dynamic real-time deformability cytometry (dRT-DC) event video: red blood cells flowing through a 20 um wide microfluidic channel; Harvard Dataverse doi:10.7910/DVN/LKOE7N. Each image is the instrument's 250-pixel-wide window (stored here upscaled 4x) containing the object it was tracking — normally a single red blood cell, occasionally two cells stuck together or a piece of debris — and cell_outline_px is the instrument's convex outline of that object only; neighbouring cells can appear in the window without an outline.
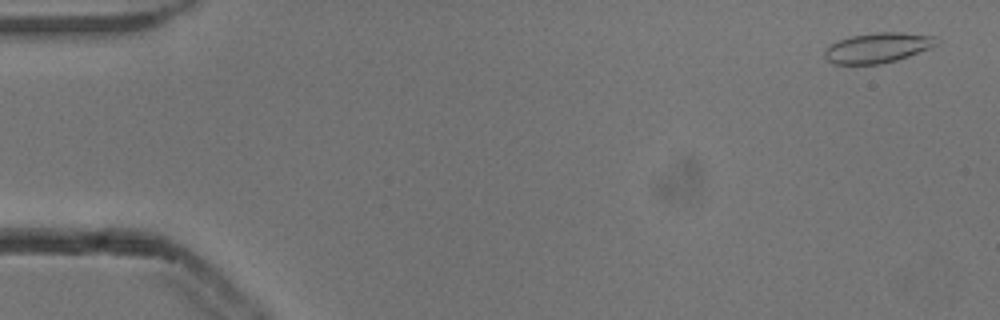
{"species": "common noctule bat (a hibernating species)", "species_latin": "Nyctalus noctula", "temperature_condition": "cold", "stored_images_in_passage": 53, "camera_frame_rate_fps": 3000, "um_per_image_px": 0.085, "animal": {"sex": "male", "body_mass_g": 13.3}, "frame": {"image": 1, "passage_image": 2, "time_ms": 0.333, "image_size_px": [1000, 320], "cell_outline_px": [[940, 44], [908, 56], [896, 60], [880, 64], [836, 64], [828, 60], [824, 56], [824, 52], [828, 44], [852, 36], [876, 32], [900, 32], [936, 36], [940, 40]], "centroid_in_image_um": [74.64, 4.05], "position_along_channel_um": 10.4, "area_um2": 19.65}}
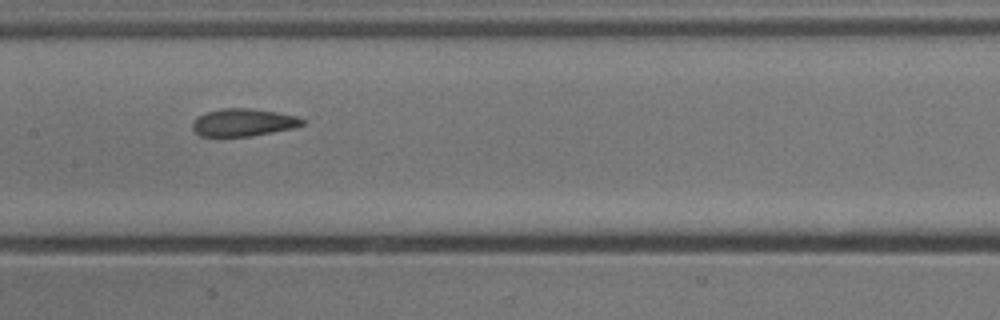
{"frame": {"image": 2, "passage_image": 26, "time_ms": 8.333, "image_size_px": [1000, 320], "cell_outline_px": [[304, 124], [292, 128], [252, 136], [200, 136], [192, 128], [192, 124], [196, 116], [208, 112], [224, 108], [252, 108], [276, 112], [296, 116], [304, 120]], "centroid_in_image_um": [20.66, 10.4], "position_along_channel_um": 186.7, "area_um2": 17.51}}
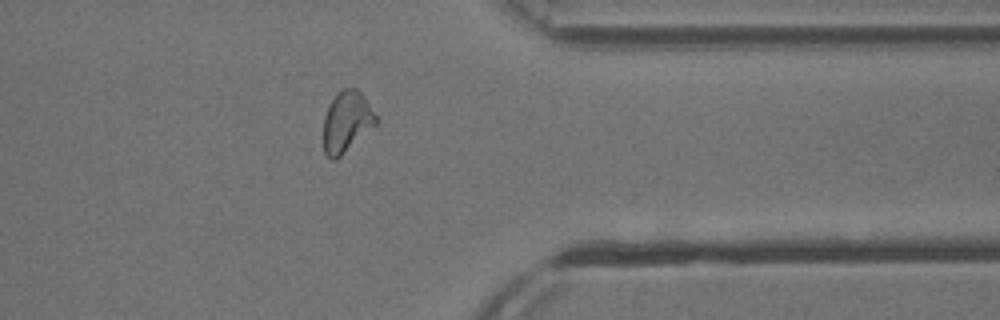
{"frame": {"image": 3, "passage_image": 42, "time_ms": 13.667, "image_size_px": [1000, 320], "cell_outline_px": [[376, 124], [336, 160], [332, 160], [324, 152], [324, 116], [328, 104], [344, 88], [356, 88], [364, 96], [376, 116]], "centroid_in_image_um": [29.45, 10.35], "position_along_channel_um": 382.0, "area_um2": 18.26}, "authors_computed_cell_mechanics": {"area_um2": 18.6694, "velocity_mm_per_s": 3.8713, "shape_relaxation_time_tau1_ms": 6.2477, "shape_relaxation_time_tau2_ms": 1.5763, "deformation_change_tau1": 0.1542, "deformation_change_tau2": 0.075}}